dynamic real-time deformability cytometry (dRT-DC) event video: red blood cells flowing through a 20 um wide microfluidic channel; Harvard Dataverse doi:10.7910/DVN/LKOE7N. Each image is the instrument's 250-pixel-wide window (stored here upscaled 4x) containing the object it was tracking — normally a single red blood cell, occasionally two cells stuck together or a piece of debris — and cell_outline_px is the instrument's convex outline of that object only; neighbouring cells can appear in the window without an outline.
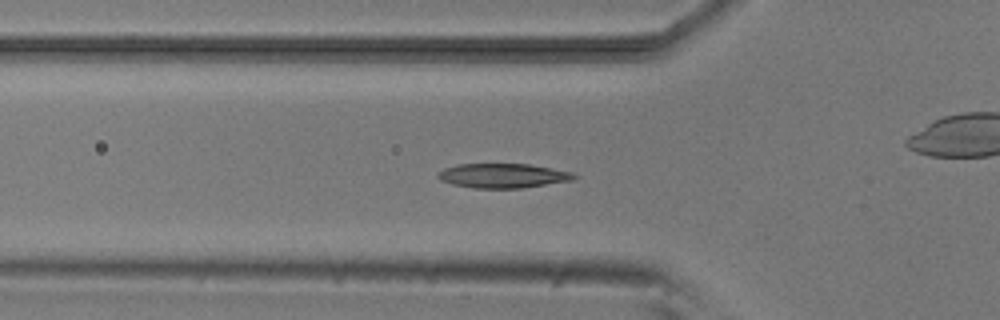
{"species": "common noctule bat (a hibernating species)", "species_latin": "Nyctalus noctula", "temperature_condition": "room temperature", "stored_images_in_passage": 38, "camera_frame_rate_fps": 3000, "um_per_image_px": 0.085, "animal": {"sex": "male", "body_mass_g": 20.5, "forearm_length_mm": 52.5}, "frame": {"image": 1, "passage_image": 2, "time_ms": 0.333, "image_size_px": [1000, 320], "cell_outline_px": [[580, 176], [572, 180], [524, 188], [472, 188], [452, 184], [440, 180], [436, 176], [436, 172], [444, 168], [456, 164], [528, 164], [552, 168], [572, 172]], "centroid_in_image_um": [42.73, 14.93], "position_along_channel_um": 83.1, "area_um2": 19.59}}
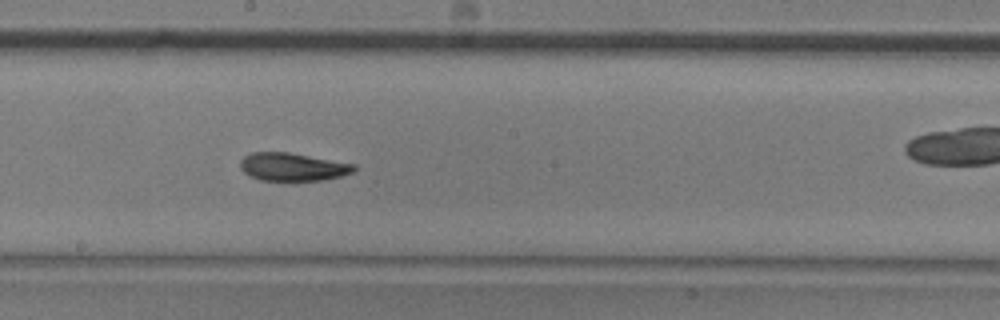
{"frame": {"image": 2, "passage_image": 13, "time_ms": 4.0, "image_size_px": [1000, 320], "cell_outline_px": [[356, 168], [352, 172], [340, 176], [320, 180], [260, 180], [244, 172], [240, 168], [240, 160], [244, 156], [252, 152], [288, 152], [356, 164]], "centroid_in_image_um": [24.86, 14.17], "position_along_channel_um": 223.3, "area_um2": 18.38}}
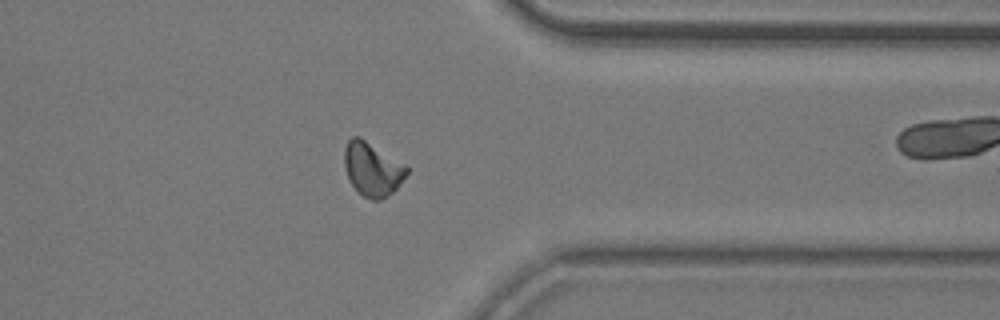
{"frame": {"image": 3, "passage_image": 26, "time_ms": 8.333, "image_size_px": [1000, 320], "cell_outline_px": [[408, 172], [396, 188], [392, 192], [380, 200], [372, 200], [364, 196], [352, 184], [348, 176], [344, 164], [344, 148], [348, 140], [352, 136], [360, 136], [404, 164], [408, 168]], "centroid_in_image_um": [31.63, 14.35], "position_along_channel_um": 379.8, "area_um2": 19.19}, "authors_computed_cell_mechanics": {"area_um2": 18.8717, "velocity_mm_per_s": 3.797, "shape_relaxation_time_tau1_ms": 6.2456, "shape_relaxation_time_tau2_ms": 3.332, "deformation_change_tau1": 0.1707, "deformation_change_tau2": 0.0784}}